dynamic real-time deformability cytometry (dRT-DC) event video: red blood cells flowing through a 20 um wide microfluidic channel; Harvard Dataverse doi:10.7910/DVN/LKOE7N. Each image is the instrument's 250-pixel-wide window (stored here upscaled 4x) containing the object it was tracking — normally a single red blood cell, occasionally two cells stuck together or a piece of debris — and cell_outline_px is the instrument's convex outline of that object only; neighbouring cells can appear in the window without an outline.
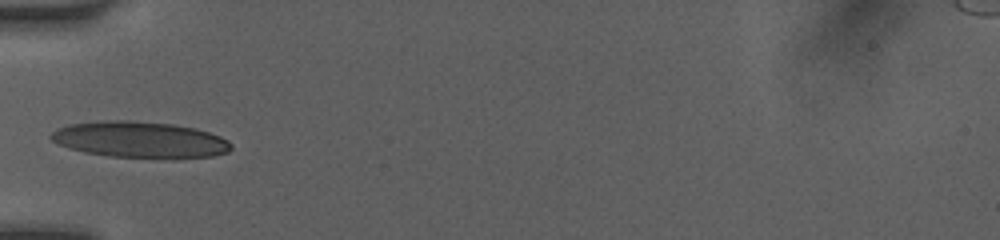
{"species": "human", "species_latin": "Homo sapiens", "temperature_condition": "room temperature", "stored_images_in_passage": 33, "camera_frame_rate_fps": 3000, "um_per_image_px": 0.085, "donor": {"sex": "female"}, "frame": {"image": 1, "passage_image": 1, "time_ms": 0.0, "image_size_px": [1000, 240], "cell_outline_px": [[232, 148], [228, 152], [212, 156], [176, 160], [108, 156], [84, 152], [68, 148], [56, 144], [48, 136], [56, 128], [68, 124], [104, 120], [128, 120], [172, 124], [196, 128], [220, 136], [228, 140], [232, 144]], "centroid_in_image_um": [11.9, 11.89], "position_along_channel_um": 73.1, "area_um2": 38.96}}
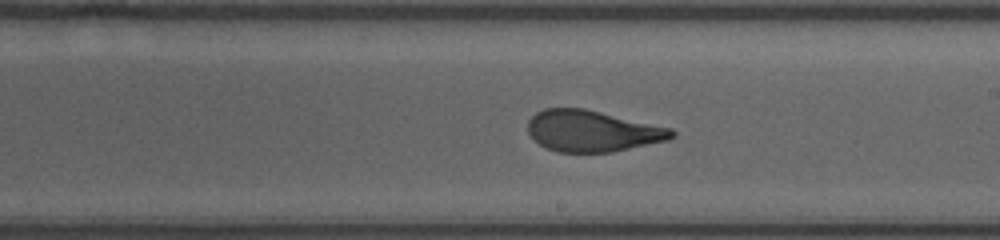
{"frame": {"image": 2, "passage_image": 13, "time_ms": 4.0, "image_size_px": [1000, 240], "cell_outline_px": [[676, 136], [668, 140], [612, 152], [556, 152], [540, 144], [528, 132], [528, 120], [536, 112], [544, 108], [584, 108], [672, 128], [676, 132]], "centroid_in_image_um": [50.37, 11.13], "position_along_channel_um": 238.6, "area_um2": 34.56}}
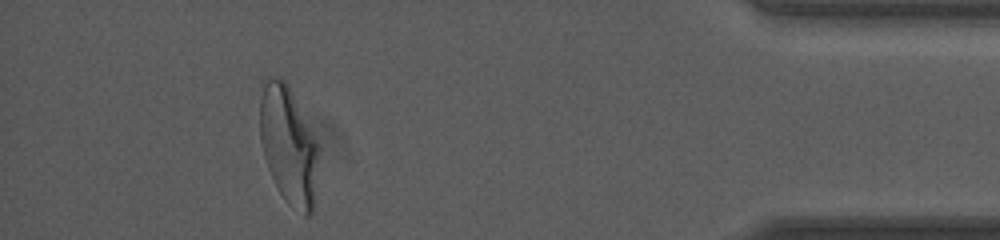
{"frame": {"image": 3, "passage_image": 29, "time_ms": 9.333, "image_size_px": [1000, 240], "cell_outline_px": [[316, 156], [312, 212], [308, 216], [304, 216], [292, 208], [284, 200], [268, 168], [264, 156], [260, 140], [260, 100], [264, 76], [268, 76], [284, 80], [288, 84], [316, 140]], "centroid_in_image_um": [24.46, 12.3], "position_along_channel_um": 410.7, "area_um2": 39.36}, "authors_computed_cell_mechanics": {"area_um2": 35.6626, "velocity_mm_per_s": 4.1244, "shape_relaxation_time_tau1_ms": 6.4449, "shape_relaxation_time_tau2_ms": 0.7418, "deformation_change_tau1": 0.2319, "deformation_change_tau2": 0.072}}